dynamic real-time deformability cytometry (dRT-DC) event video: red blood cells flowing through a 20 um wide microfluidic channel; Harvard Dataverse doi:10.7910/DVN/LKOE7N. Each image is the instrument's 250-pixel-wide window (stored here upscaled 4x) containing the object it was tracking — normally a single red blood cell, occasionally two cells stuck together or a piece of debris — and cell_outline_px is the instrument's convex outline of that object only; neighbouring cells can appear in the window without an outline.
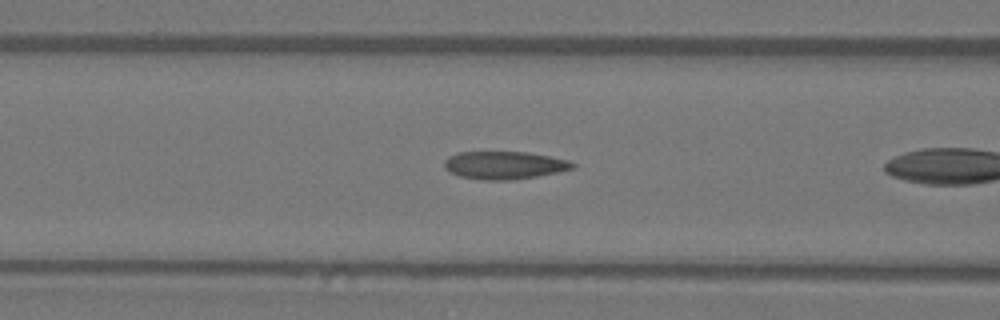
{"species": "Egyptian fruit bat (a non-hibernating species)", "species_latin": "Rousettus aegyptiacus", "temperature_condition": "warm", "stored_images_in_passage": 6, "camera_frame_rate_fps": 3000, "um_per_image_px": 0.085, "animal": {"sex": "female"}, "frame": {"image": 1, "passage_image": 5, "time_ms": 1.333, "image_size_px": [1000, 320], "cell_outline_px": [[576, 168], [560, 172], [512, 180], [484, 180], [460, 176], [444, 168], [444, 160], [448, 156], [456, 152], [528, 152], [568, 160], [576, 164]], "centroid_in_image_um": [42.88, 14.04], "position_along_channel_um": 123.7, "area_um2": 20.87}}